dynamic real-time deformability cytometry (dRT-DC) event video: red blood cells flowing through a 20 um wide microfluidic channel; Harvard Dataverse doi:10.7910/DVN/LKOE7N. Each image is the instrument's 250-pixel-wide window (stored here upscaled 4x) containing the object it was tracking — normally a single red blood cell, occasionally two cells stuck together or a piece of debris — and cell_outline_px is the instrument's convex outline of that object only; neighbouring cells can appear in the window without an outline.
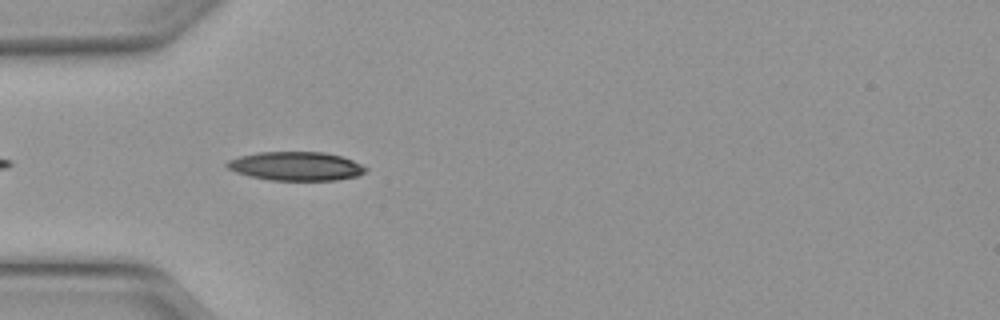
{"species": "Egyptian fruit bat (a non-hibernating species)", "species_latin": "Rousettus aegyptiacus", "temperature_condition": "warm", "stored_images_in_passage": 11, "camera_frame_rate_fps": 3000, "um_per_image_px": 0.085, "animal": {"sex": "female"}, "frame": {"image": 1, "passage_image": 4, "time_ms": 1.0, "image_size_px": [1000, 320], "cell_outline_px": [[368, 168], [364, 172], [356, 176], [336, 180], [272, 180], [252, 176], [236, 172], [228, 168], [224, 164], [228, 160], [240, 156], [256, 152], [324, 152], [340, 156], [352, 160]], "centroid_in_image_um": [25.14, 14.11], "position_along_channel_um": 59.9, "area_um2": 23.06}}